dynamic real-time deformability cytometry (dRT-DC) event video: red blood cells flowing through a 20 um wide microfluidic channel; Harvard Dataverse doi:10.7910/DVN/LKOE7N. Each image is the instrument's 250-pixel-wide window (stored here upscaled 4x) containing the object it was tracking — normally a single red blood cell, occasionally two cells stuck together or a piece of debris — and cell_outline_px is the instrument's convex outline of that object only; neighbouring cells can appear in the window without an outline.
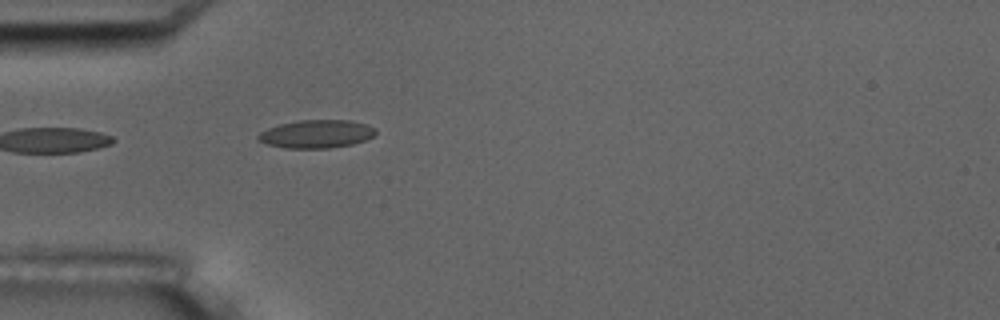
{"species": "common noctule bat (a hibernating species)", "species_latin": "Nyctalus noctula", "temperature_condition": "room temperature", "stored_images_in_passage": 5, "camera_frame_rate_fps": 3000, "um_per_image_px": 0.085, "animal": {"sex": "male", "body_mass_g": 17.5, "forearm_length_mm": 52.3}, "frame": {"image": 1, "passage_image": 5, "time_ms": 4.667, "image_size_px": [1000, 320], "cell_outline_px": [[376, 132], [372, 136], [364, 140], [352, 144], [328, 148], [284, 148], [268, 144], [260, 140], [256, 136], [260, 132], [268, 128], [280, 124], [296, 120], [352, 120], [368, 124], [376, 128]], "centroid_in_image_um": [26.91, 11.37], "position_along_channel_um": 58.1, "area_um2": 19.25}}